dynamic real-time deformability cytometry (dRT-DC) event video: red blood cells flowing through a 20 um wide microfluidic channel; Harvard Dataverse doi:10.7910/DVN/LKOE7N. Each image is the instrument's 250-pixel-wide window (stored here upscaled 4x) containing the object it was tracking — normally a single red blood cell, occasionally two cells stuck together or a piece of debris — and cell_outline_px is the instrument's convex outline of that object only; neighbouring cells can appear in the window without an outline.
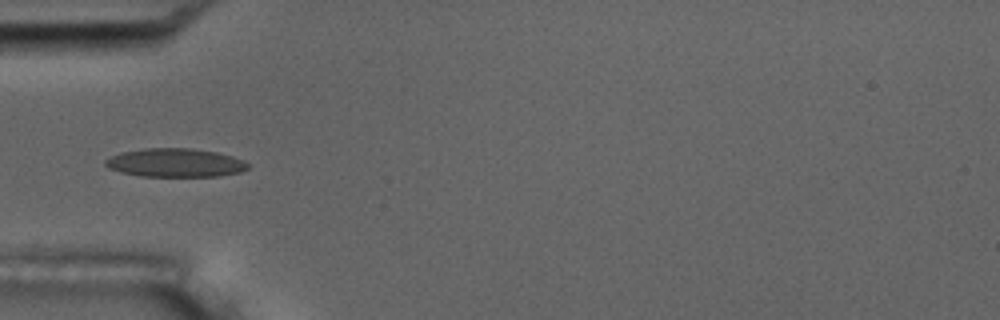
{"species": "common noctule bat (a hibernating species)", "species_latin": "Nyctalus noctula", "temperature_condition": "room temperature", "stored_images_in_passage": 3, "camera_frame_rate_fps": 3000, "um_per_image_px": 0.085, "animal": {"sex": "male", "body_mass_g": 17.5, "forearm_length_mm": 52.3}, "frame": {"image": 1, "passage_image": 1, "time_ms": 0.0, "image_size_px": [1000, 320], "cell_outline_px": [[248, 168], [240, 172], [220, 176], [140, 176], [120, 172], [108, 168], [104, 164], [104, 160], [120, 152], [144, 148], [192, 148], [216, 152], [232, 156], [244, 160], [248, 164]], "centroid_in_image_um": [14.88, 13.83], "position_along_channel_um": 70.1, "area_um2": 23.81}}